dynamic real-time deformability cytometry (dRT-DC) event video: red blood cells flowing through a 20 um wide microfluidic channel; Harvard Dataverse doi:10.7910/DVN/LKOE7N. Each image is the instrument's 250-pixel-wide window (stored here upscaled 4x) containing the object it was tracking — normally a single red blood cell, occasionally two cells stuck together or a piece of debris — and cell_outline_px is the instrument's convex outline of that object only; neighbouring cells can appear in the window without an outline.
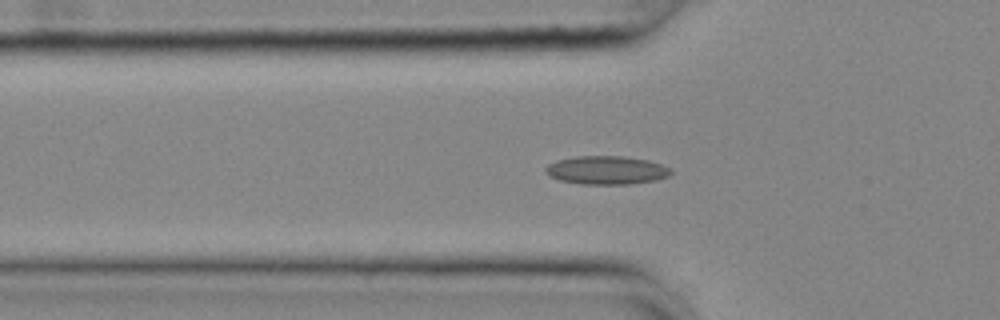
{"species": "common noctule bat (a hibernating species)", "species_latin": "Nyctalus noctula", "temperature_condition": "cold", "stored_images_in_passage": 53, "camera_frame_rate_fps": 3000, "um_per_image_px": 0.085, "animal": {"sex": "female", "body_mass_g": 25.1}, "frame": {"image": 1, "passage_image": 15, "time_ms": 4.667, "image_size_px": [1000, 320], "cell_outline_px": [[672, 172], [668, 176], [656, 180], [628, 184], [580, 184], [560, 180], [548, 176], [544, 172], [544, 168], [548, 164], [556, 160], [576, 156], [624, 156], [648, 160], [672, 168]], "centroid_in_image_um": [51.52, 14.46], "position_along_channel_um": 74.3, "area_um2": 20.92}}
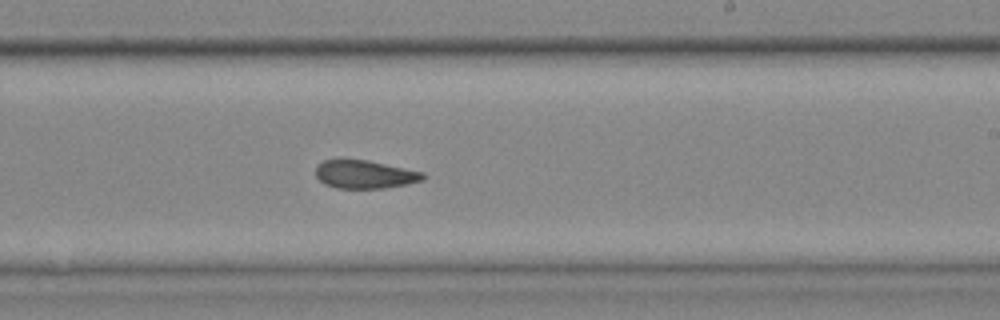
{"frame": {"image": 2, "passage_image": 30, "time_ms": 9.667, "image_size_px": [1000, 320], "cell_outline_px": [[428, 176], [424, 180], [384, 188], [336, 188], [324, 184], [316, 176], [316, 164], [324, 160], [368, 160], [424, 172]], "centroid_in_image_um": [31.02, 14.82], "position_along_channel_um": 258.0, "area_um2": 17.63}}
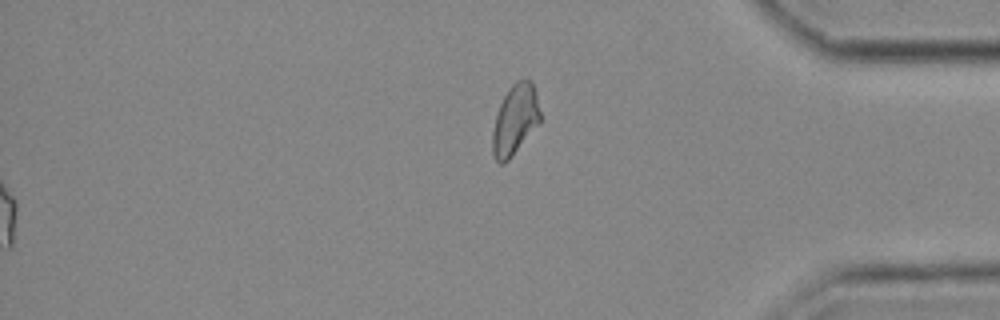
{"frame": {"image": 3, "passage_image": 53, "time_ms": 17.333, "image_size_px": [1000, 320], "cell_outline_px": [[540, 124], [508, 160], [504, 164], [500, 164], [496, 160], [492, 152], [492, 132], [496, 116], [500, 104], [508, 88], [516, 80], [528, 76], [532, 80], [536, 92], [540, 112]], "centroid_in_image_um": [43.8, 10.14], "position_along_channel_um": 391.4, "area_um2": 19.83}, "authors_computed_cell_mechanics": {"area_um2": 18.9006, "velocity_mm_per_s": 3.6796, "shape_relaxation_time_tau1_ms": null, "shape_relaxation_time_tau2_ms": 2.6888, "deformation_change_tau1": null, "deformation_change_tau2": 0.0998}}